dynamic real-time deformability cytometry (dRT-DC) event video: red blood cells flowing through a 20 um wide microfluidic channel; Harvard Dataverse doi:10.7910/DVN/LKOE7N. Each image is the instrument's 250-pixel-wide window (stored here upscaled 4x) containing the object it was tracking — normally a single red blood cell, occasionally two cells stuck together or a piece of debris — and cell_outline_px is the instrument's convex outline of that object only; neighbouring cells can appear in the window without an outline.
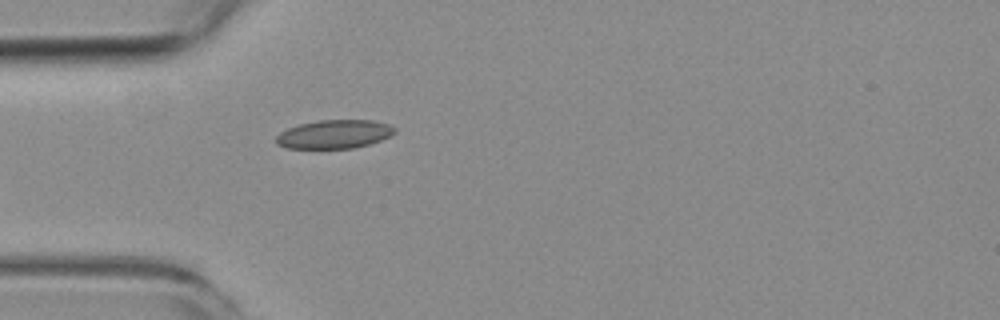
{"species": "common noctule bat (a hibernating species)", "species_latin": "Nyctalus noctula", "temperature_condition": "room temperature", "stored_images_in_passage": 1, "camera_frame_rate_fps": 3000, "um_per_image_px": 0.085, "animal": {"sex": "female", "body_mass_g": 19.3, "forearm_length_mm": 54.1}, "frame": {"image": 1, "passage_image": 1, "time_ms": 0.0, "image_size_px": [1000, 320], "cell_outline_px": [[396, 132], [380, 140], [368, 144], [352, 148], [288, 148], [276, 144], [276, 136], [280, 132], [288, 128], [300, 124], [320, 120], [372, 120], [388, 124], [396, 128]], "centroid_in_image_um": [28.4, 11.4], "position_along_channel_um": 56.6, "area_um2": 19.59}}